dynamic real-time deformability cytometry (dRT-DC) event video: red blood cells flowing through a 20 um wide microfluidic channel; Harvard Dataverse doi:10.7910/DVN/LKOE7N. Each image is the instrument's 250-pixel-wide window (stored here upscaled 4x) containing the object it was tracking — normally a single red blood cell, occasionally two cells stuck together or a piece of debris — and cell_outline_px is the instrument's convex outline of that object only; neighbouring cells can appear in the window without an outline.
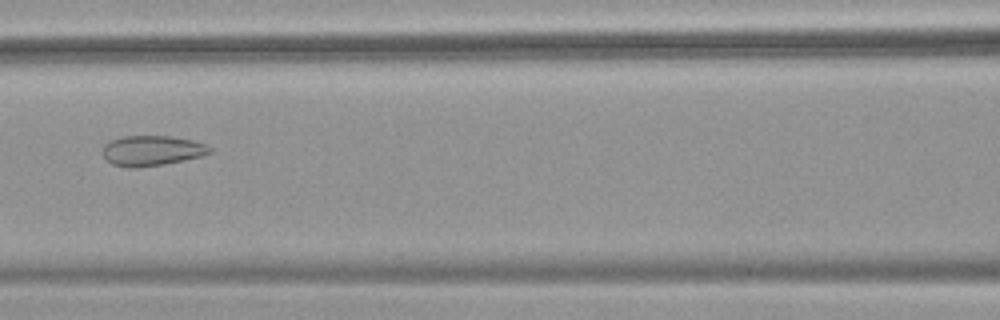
{"species": "common noctule bat (a hibernating species)", "species_latin": "Nyctalus noctula", "temperature_condition": "warm", "stored_images_in_passage": 54, "camera_frame_rate_fps": 3000, "um_per_image_px": 0.085, "animal": {"sex": "female", "body_mass_g": 18.4}, "frame": {"image": 1, "passage_image": 25, "time_ms": 8.0, "image_size_px": [1000, 320], "cell_outline_px": [[212, 152], [200, 156], [184, 160], [164, 164], [136, 168], [128, 168], [112, 164], [104, 160], [100, 152], [104, 144], [112, 140], [124, 136], [172, 136], [192, 140], [208, 144], [212, 148]], "centroid_in_image_um": [12.87, 12.81], "position_along_channel_um": 153.7, "area_um2": 19.19}}
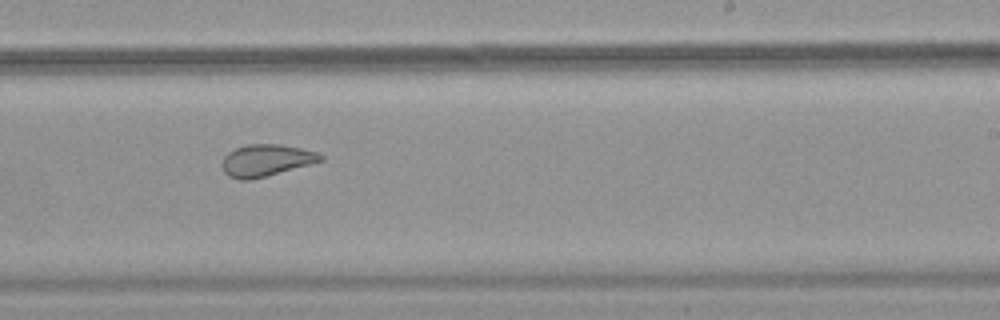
{"frame": {"image": 2, "passage_image": 34, "time_ms": 11.0, "image_size_px": [1000, 320], "cell_outline_px": [[324, 160], [264, 176], [248, 180], [240, 180], [228, 176], [224, 172], [220, 164], [224, 156], [228, 152], [236, 148], [248, 144], [280, 144], [300, 148], [316, 152], [324, 156]], "centroid_in_image_um": [22.57, 13.62], "position_along_channel_um": 266.4, "area_um2": 18.09}}
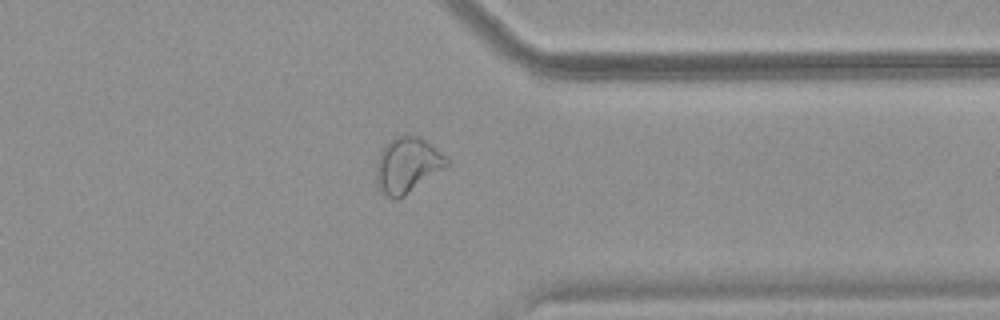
{"frame": {"image": 3, "passage_image": 43, "time_ms": 14.0, "image_size_px": [1000, 320], "cell_outline_px": [[452, 164], [404, 196], [396, 200], [392, 200], [380, 192], [376, 184], [376, 160], [380, 152], [396, 136], [416, 136], [424, 140], [444, 156]], "centroid_in_image_um": [34.6, 14.1], "position_along_channel_um": 376.8, "area_um2": 22.66}, "authors_computed_cell_mechanics": {"area_um2": 24.6806, "velocity_mm_per_s": 3.7738, "shape_relaxation_time_tau1_ms": null, "shape_relaxation_time_tau2_ms": 1.5913, "deformation_change_tau1": null, "deformation_change_tau2": 0.0856}}